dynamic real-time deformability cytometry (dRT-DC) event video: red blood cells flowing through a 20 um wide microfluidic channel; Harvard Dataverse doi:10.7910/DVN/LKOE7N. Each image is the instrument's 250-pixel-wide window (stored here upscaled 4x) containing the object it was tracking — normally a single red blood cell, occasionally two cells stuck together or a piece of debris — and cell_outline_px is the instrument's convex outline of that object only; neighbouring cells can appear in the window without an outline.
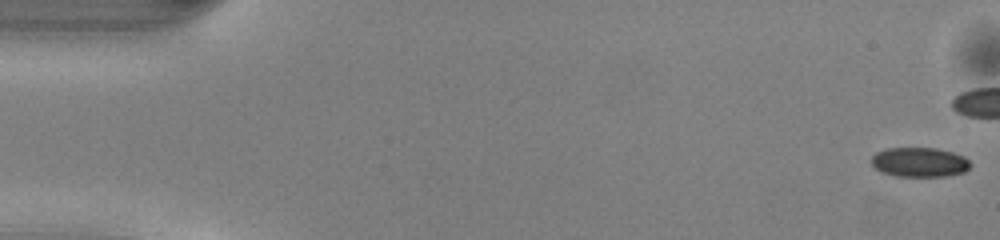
{"species": "common noctule bat (a hibernating species)", "species_latin": "Nyctalus noctula", "temperature_condition": "warm", "stored_images_in_passage": 25, "camera_frame_rate_fps": 3000, "um_per_image_px": 0.085, "animal": {"sex": "male", "body_mass_g": 13.0, "forearm_length_mm": 53.1}, "frame": {"image": 1, "passage_image": 1, "time_ms": 0.0, "image_size_px": [1000, 240], "cell_outline_px": [[972, 164], [964, 172], [948, 176], [896, 176], [880, 172], [872, 164], [872, 156], [876, 152], [884, 148], [936, 148], [952, 152], [964, 156]], "centroid_in_image_um": [78.15, 13.78], "position_along_channel_um": 6.8, "area_um2": 17.11}}